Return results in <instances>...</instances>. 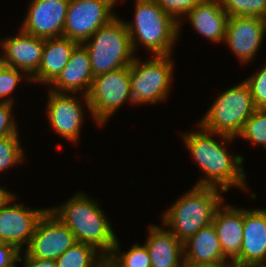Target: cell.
<instances>
[{
  "label": "cell",
  "instance_id": "6da1fadb",
  "mask_svg": "<svg viewBox=\"0 0 266 267\" xmlns=\"http://www.w3.org/2000/svg\"><path fill=\"white\" fill-rule=\"evenodd\" d=\"M200 131L182 134L184 142L194 160L206 174L196 186H220L225 192L229 187L244 188L246 175L243 171V157H232L223 147V143L214 140L211 135H217L200 127ZM212 137V138H211Z\"/></svg>",
  "mask_w": 266,
  "mask_h": 267
},
{
  "label": "cell",
  "instance_id": "7a4b0ae2",
  "mask_svg": "<svg viewBox=\"0 0 266 267\" xmlns=\"http://www.w3.org/2000/svg\"><path fill=\"white\" fill-rule=\"evenodd\" d=\"M49 210L70 229L76 242L95 247L106 258L111 254L117 237L103 211L86 194L78 192L61 207Z\"/></svg>",
  "mask_w": 266,
  "mask_h": 267
},
{
  "label": "cell",
  "instance_id": "3957f363",
  "mask_svg": "<svg viewBox=\"0 0 266 267\" xmlns=\"http://www.w3.org/2000/svg\"><path fill=\"white\" fill-rule=\"evenodd\" d=\"M223 189L214 186H194L177 200L162 216L164 225L182 243L195 235L201 228L210 225L222 197Z\"/></svg>",
  "mask_w": 266,
  "mask_h": 267
},
{
  "label": "cell",
  "instance_id": "277c9868",
  "mask_svg": "<svg viewBox=\"0 0 266 267\" xmlns=\"http://www.w3.org/2000/svg\"><path fill=\"white\" fill-rule=\"evenodd\" d=\"M134 23H125L133 51L138 41L155 55H171L179 24L154 0H136Z\"/></svg>",
  "mask_w": 266,
  "mask_h": 267
},
{
  "label": "cell",
  "instance_id": "5b68a950",
  "mask_svg": "<svg viewBox=\"0 0 266 267\" xmlns=\"http://www.w3.org/2000/svg\"><path fill=\"white\" fill-rule=\"evenodd\" d=\"M82 44L89 52L94 77L130 66L135 58L126 24L117 16Z\"/></svg>",
  "mask_w": 266,
  "mask_h": 267
},
{
  "label": "cell",
  "instance_id": "8992f818",
  "mask_svg": "<svg viewBox=\"0 0 266 267\" xmlns=\"http://www.w3.org/2000/svg\"><path fill=\"white\" fill-rule=\"evenodd\" d=\"M255 111L249 86L243 81L220 93L199 125L207 131L217 133L224 141H232Z\"/></svg>",
  "mask_w": 266,
  "mask_h": 267
},
{
  "label": "cell",
  "instance_id": "52a82bcc",
  "mask_svg": "<svg viewBox=\"0 0 266 267\" xmlns=\"http://www.w3.org/2000/svg\"><path fill=\"white\" fill-rule=\"evenodd\" d=\"M90 114L99 125L127 100L133 103L130 87V66L95 76L88 95H84Z\"/></svg>",
  "mask_w": 266,
  "mask_h": 267
},
{
  "label": "cell",
  "instance_id": "ba28073f",
  "mask_svg": "<svg viewBox=\"0 0 266 267\" xmlns=\"http://www.w3.org/2000/svg\"><path fill=\"white\" fill-rule=\"evenodd\" d=\"M170 55H155L140 62L134 58L130 65V87L133 103L155 104L167 98L170 88L173 62Z\"/></svg>",
  "mask_w": 266,
  "mask_h": 267
},
{
  "label": "cell",
  "instance_id": "9c48e42d",
  "mask_svg": "<svg viewBox=\"0 0 266 267\" xmlns=\"http://www.w3.org/2000/svg\"><path fill=\"white\" fill-rule=\"evenodd\" d=\"M118 0H70L63 36L82 44L114 18L112 7Z\"/></svg>",
  "mask_w": 266,
  "mask_h": 267
},
{
  "label": "cell",
  "instance_id": "30bf717a",
  "mask_svg": "<svg viewBox=\"0 0 266 267\" xmlns=\"http://www.w3.org/2000/svg\"><path fill=\"white\" fill-rule=\"evenodd\" d=\"M75 243L70 229L48 210L38 222L25 254L31 258L56 260Z\"/></svg>",
  "mask_w": 266,
  "mask_h": 267
},
{
  "label": "cell",
  "instance_id": "8fae6325",
  "mask_svg": "<svg viewBox=\"0 0 266 267\" xmlns=\"http://www.w3.org/2000/svg\"><path fill=\"white\" fill-rule=\"evenodd\" d=\"M13 196L0 209V242L13 245L18 251L22 244L28 246L38 222L49 209L30 210L23 204H13Z\"/></svg>",
  "mask_w": 266,
  "mask_h": 267
},
{
  "label": "cell",
  "instance_id": "7c38bea8",
  "mask_svg": "<svg viewBox=\"0 0 266 267\" xmlns=\"http://www.w3.org/2000/svg\"><path fill=\"white\" fill-rule=\"evenodd\" d=\"M70 0H32L21 29L42 39L63 36Z\"/></svg>",
  "mask_w": 266,
  "mask_h": 267
},
{
  "label": "cell",
  "instance_id": "4fadbf2b",
  "mask_svg": "<svg viewBox=\"0 0 266 267\" xmlns=\"http://www.w3.org/2000/svg\"><path fill=\"white\" fill-rule=\"evenodd\" d=\"M266 19L256 16H232L228 18L224 43L244 63L249 62L263 41Z\"/></svg>",
  "mask_w": 266,
  "mask_h": 267
},
{
  "label": "cell",
  "instance_id": "5bb4252c",
  "mask_svg": "<svg viewBox=\"0 0 266 267\" xmlns=\"http://www.w3.org/2000/svg\"><path fill=\"white\" fill-rule=\"evenodd\" d=\"M266 262V209H244L243 241L233 267H260Z\"/></svg>",
  "mask_w": 266,
  "mask_h": 267
},
{
  "label": "cell",
  "instance_id": "9a60e30c",
  "mask_svg": "<svg viewBox=\"0 0 266 267\" xmlns=\"http://www.w3.org/2000/svg\"><path fill=\"white\" fill-rule=\"evenodd\" d=\"M4 52V64L11 68L28 73L27 79L30 80L40 66L44 39L28 34L22 29L13 38H7L0 42Z\"/></svg>",
  "mask_w": 266,
  "mask_h": 267
},
{
  "label": "cell",
  "instance_id": "2e32d148",
  "mask_svg": "<svg viewBox=\"0 0 266 267\" xmlns=\"http://www.w3.org/2000/svg\"><path fill=\"white\" fill-rule=\"evenodd\" d=\"M47 113L53 130L68 141L79 138L83 107L79 100L67 93L50 90Z\"/></svg>",
  "mask_w": 266,
  "mask_h": 267
},
{
  "label": "cell",
  "instance_id": "e0dca14e",
  "mask_svg": "<svg viewBox=\"0 0 266 267\" xmlns=\"http://www.w3.org/2000/svg\"><path fill=\"white\" fill-rule=\"evenodd\" d=\"M93 78L89 52L83 44H78L72 51L67 65L51 83L56 89L50 90L58 93H66V91L73 93L84 89V95L87 96Z\"/></svg>",
  "mask_w": 266,
  "mask_h": 267
},
{
  "label": "cell",
  "instance_id": "ac0fdd59",
  "mask_svg": "<svg viewBox=\"0 0 266 267\" xmlns=\"http://www.w3.org/2000/svg\"><path fill=\"white\" fill-rule=\"evenodd\" d=\"M220 205L214 214L213 224L220 241L224 258L231 264L240 256L243 241L244 209ZM221 208V209H220Z\"/></svg>",
  "mask_w": 266,
  "mask_h": 267
},
{
  "label": "cell",
  "instance_id": "d6986e66",
  "mask_svg": "<svg viewBox=\"0 0 266 267\" xmlns=\"http://www.w3.org/2000/svg\"><path fill=\"white\" fill-rule=\"evenodd\" d=\"M184 262L194 265L231 266L226 263L213 223L183 242Z\"/></svg>",
  "mask_w": 266,
  "mask_h": 267
},
{
  "label": "cell",
  "instance_id": "ffe728a7",
  "mask_svg": "<svg viewBox=\"0 0 266 267\" xmlns=\"http://www.w3.org/2000/svg\"><path fill=\"white\" fill-rule=\"evenodd\" d=\"M78 44L64 36L44 39L42 60L30 81L51 84L67 65L72 51Z\"/></svg>",
  "mask_w": 266,
  "mask_h": 267
},
{
  "label": "cell",
  "instance_id": "44dd1931",
  "mask_svg": "<svg viewBox=\"0 0 266 267\" xmlns=\"http://www.w3.org/2000/svg\"><path fill=\"white\" fill-rule=\"evenodd\" d=\"M188 18L194 29L202 36L224 42L228 14L220 0H201L189 13Z\"/></svg>",
  "mask_w": 266,
  "mask_h": 267
},
{
  "label": "cell",
  "instance_id": "7402d4cb",
  "mask_svg": "<svg viewBox=\"0 0 266 267\" xmlns=\"http://www.w3.org/2000/svg\"><path fill=\"white\" fill-rule=\"evenodd\" d=\"M145 246L151 267H182L184 260L180 257H184L183 243L170 230L152 225Z\"/></svg>",
  "mask_w": 266,
  "mask_h": 267
},
{
  "label": "cell",
  "instance_id": "603a6c76",
  "mask_svg": "<svg viewBox=\"0 0 266 267\" xmlns=\"http://www.w3.org/2000/svg\"><path fill=\"white\" fill-rule=\"evenodd\" d=\"M96 251L99 252L91 245L76 242L55 261L57 267H102L107 258L102 254L97 257Z\"/></svg>",
  "mask_w": 266,
  "mask_h": 267
},
{
  "label": "cell",
  "instance_id": "cb8c5ba5",
  "mask_svg": "<svg viewBox=\"0 0 266 267\" xmlns=\"http://www.w3.org/2000/svg\"><path fill=\"white\" fill-rule=\"evenodd\" d=\"M119 249V242L116 240L106 260L112 267H151L150 255L145 245L140 246L135 243L127 253L123 252L122 255L116 253Z\"/></svg>",
  "mask_w": 266,
  "mask_h": 267
},
{
  "label": "cell",
  "instance_id": "d4e9b609",
  "mask_svg": "<svg viewBox=\"0 0 266 267\" xmlns=\"http://www.w3.org/2000/svg\"><path fill=\"white\" fill-rule=\"evenodd\" d=\"M222 8L232 16H256L266 19V0H220Z\"/></svg>",
  "mask_w": 266,
  "mask_h": 267
},
{
  "label": "cell",
  "instance_id": "484cf974",
  "mask_svg": "<svg viewBox=\"0 0 266 267\" xmlns=\"http://www.w3.org/2000/svg\"><path fill=\"white\" fill-rule=\"evenodd\" d=\"M238 136L252 143L262 144L266 149V109H256L245 122Z\"/></svg>",
  "mask_w": 266,
  "mask_h": 267
},
{
  "label": "cell",
  "instance_id": "4316f807",
  "mask_svg": "<svg viewBox=\"0 0 266 267\" xmlns=\"http://www.w3.org/2000/svg\"><path fill=\"white\" fill-rule=\"evenodd\" d=\"M19 142L18 135L0 138V172L23 160V150Z\"/></svg>",
  "mask_w": 266,
  "mask_h": 267
},
{
  "label": "cell",
  "instance_id": "83f0119b",
  "mask_svg": "<svg viewBox=\"0 0 266 267\" xmlns=\"http://www.w3.org/2000/svg\"><path fill=\"white\" fill-rule=\"evenodd\" d=\"M251 92L256 109H266V65L244 81Z\"/></svg>",
  "mask_w": 266,
  "mask_h": 267
},
{
  "label": "cell",
  "instance_id": "f1b7e54d",
  "mask_svg": "<svg viewBox=\"0 0 266 267\" xmlns=\"http://www.w3.org/2000/svg\"><path fill=\"white\" fill-rule=\"evenodd\" d=\"M159 7L168 15H170L179 25V15L187 14L201 1V0H154Z\"/></svg>",
  "mask_w": 266,
  "mask_h": 267
},
{
  "label": "cell",
  "instance_id": "f546056e",
  "mask_svg": "<svg viewBox=\"0 0 266 267\" xmlns=\"http://www.w3.org/2000/svg\"><path fill=\"white\" fill-rule=\"evenodd\" d=\"M21 72L24 73L6 65L0 68V98L3 99L13 92L19 80L22 79Z\"/></svg>",
  "mask_w": 266,
  "mask_h": 267
},
{
  "label": "cell",
  "instance_id": "4dcf8cb0",
  "mask_svg": "<svg viewBox=\"0 0 266 267\" xmlns=\"http://www.w3.org/2000/svg\"><path fill=\"white\" fill-rule=\"evenodd\" d=\"M13 99H4L0 102V138L18 135L15 121L11 118Z\"/></svg>",
  "mask_w": 266,
  "mask_h": 267
},
{
  "label": "cell",
  "instance_id": "1f68e13d",
  "mask_svg": "<svg viewBox=\"0 0 266 267\" xmlns=\"http://www.w3.org/2000/svg\"><path fill=\"white\" fill-rule=\"evenodd\" d=\"M20 252L13 245L0 242V267H16L21 262Z\"/></svg>",
  "mask_w": 266,
  "mask_h": 267
},
{
  "label": "cell",
  "instance_id": "d6a6232c",
  "mask_svg": "<svg viewBox=\"0 0 266 267\" xmlns=\"http://www.w3.org/2000/svg\"><path fill=\"white\" fill-rule=\"evenodd\" d=\"M24 267H57L55 260H45L28 257L24 255Z\"/></svg>",
  "mask_w": 266,
  "mask_h": 267
},
{
  "label": "cell",
  "instance_id": "836d02e7",
  "mask_svg": "<svg viewBox=\"0 0 266 267\" xmlns=\"http://www.w3.org/2000/svg\"><path fill=\"white\" fill-rule=\"evenodd\" d=\"M14 195L4 188L0 187V209L13 197Z\"/></svg>",
  "mask_w": 266,
  "mask_h": 267
},
{
  "label": "cell",
  "instance_id": "e575fe53",
  "mask_svg": "<svg viewBox=\"0 0 266 267\" xmlns=\"http://www.w3.org/2000/svg\"><path fill=\"white\" fill-rule=\"evenodd\" d=\"M182 267H233L231 266H209V265H194L191 263L184 262Z\"/></svg>",
  "mask_w": 266,
  "mask_h": 267
},
{
  "label": "cell",
  "instance_id": "d590c367",
  "mask_svg": "<svg viewBox=\"0 0 266 267\" xmlns=\"http://www.w3.org/2000/svg\"><path fill=\"white\" fill-rule=\"evenodd\" d=\"M4 64V57H0V68L3 67Z\"/></svg>",
  "mask_w": 266,
  "mask_h": 267
},
{
  "label": "cell",
  "instance_id": "8d00e7d4",
  "mask_svg": "<svg viewBox=\"0 0 266 267\" xmlns=\"http://www.w3.org/2000/svg\"><path fill=\"white\" fill-rule=\"evenodd\" d=\"M102 267H112V266L106 262Z\"/></svg>",
  "mask_w": 266,
  "mask_h": 267
}]
</instances>
